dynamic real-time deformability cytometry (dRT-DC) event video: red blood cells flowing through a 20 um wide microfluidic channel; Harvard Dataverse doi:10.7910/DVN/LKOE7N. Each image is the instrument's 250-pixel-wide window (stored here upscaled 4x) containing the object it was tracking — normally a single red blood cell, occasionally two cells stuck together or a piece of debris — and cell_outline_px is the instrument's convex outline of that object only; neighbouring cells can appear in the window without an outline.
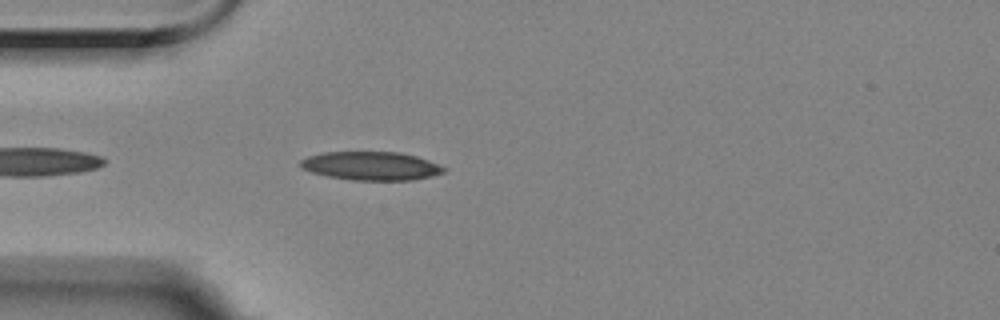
{"species": "Egyptian fruit bat (a non-hibernating species)", "species_latin": "Rousettus aegyptiacus", "temperature_condition": "room temperature", "stored_images_in_passage": 8, "camera_frame_rate_fps": 3000, "um_per_image_px": 0.085, "animal": {"sex": "female"}, "frame": {"image": 1, "passage_image": 4, "time_ms": 1.0, "image_size_px": [1000, 320], "cell_outline_px": [[448, 168], [444, 172], [432, 176], [412, 180], [352, 180], [328, 176], [312, 172], [300, 168], [300, 160], [308, 156], [324, 152], [400, 152], [416, 156], [428, 160]], "centroid_in_image_um": [31.55, 14.1], "position_along_channel_um": 53.4, "area_um2": 23.87}}
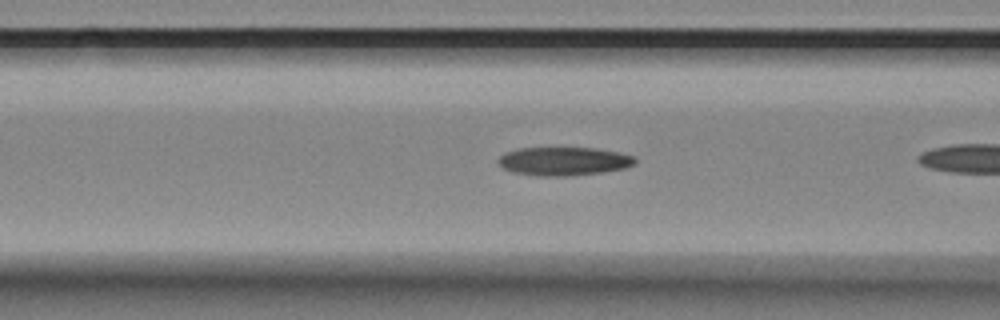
{"frame": {"image": 2, "passage_image": 7, "time_ms": 2.0, "image_size_px": [1000, 320], "cell_outline_px": [[636, 164], [628, 168], [604, 172], [568, 176], [540, 176], [512, 172], [504, 168], [496, 160], [504, 152], [520, 148], [596, 148], [620, 152], [636, 156]], "centroid_in_image_um": [47.98, 13.7], "position_along_channel_um": 118.6, "area_um2": 23.0}}